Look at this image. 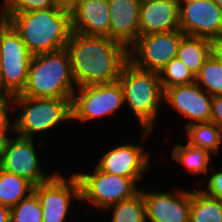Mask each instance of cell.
Instances as JSON below:
<instances>
[{
    "instance_id": "cell-32",
    "label": "cell",
    "mask_w": 222,
    "mask_h": 222,
    "mask_svg": "<svg viewBox=\"0 0 222 222\" xmlns=\"http://www.w3.org/2000/svg\"><path fill=\"white\" fill-rule=\"evenodd\" d=\"M12 99V95L3 87L0 81V113L2 115H7L9 111V104L12 103L10 101Z\"/></svg>"
},
{
    "instance_id": "cell-34",
    "label": "cell",
    "mask_w": 222,
    "mask_h": 222,
    "mask_svg": "<svg viewBox=\"0 0 222 222\" xmlns=\"http://www.w3.org/2000/svg\"><path fill=\"white\" fill-rule=\"evenodd\" d=\"M212 54L222 63V37L212 41Z\"/></svg>"
},
{
    "instance_id": "cell-4",
    "label": "cell",
    "mask_w": 222,
    "mask_h": 222,
    "mask_svg": "<svg viewBox=\"0 0 222 222\" xmlns=\"http://www.w3.org/2000/svg\"><path fill=\"white\" fill-rule=\"evenodd\" d=\"M119 82L124 91V103L134 112L143 128L142 139L152 132L164 96L159 72L145 71L128 62Z\"/></svg>"
},
{
    "instance_id": "cell-38",
    "label": "cell",
    "mask_w": 222,
    "mask_h": 222,
    "mask_svg": "<svg viewBox=\"0 0 222 222\" xmlns=\"http://www.w3.org/2000/svg\"><path fill=\"white\" fill-rule=\"evenodd\" d=\"M184 1H186V0H178L179 3L184 2Z\"/></svg>"
},
{
    "instance_id": "cell-3",
    "label": "cell",
    "mask_w": 222,
    "mask_h": 222,
    "mask_svg": "<svg viewBox=\"0 0 222 222\" xmlns=\"http://www.w3.org/2000/svg\"><path fill=\"white\" fill-rule=\"evenodd\" d=\"M75 80L66 48L33 55L29 64L24 96L37 98H73Z\"/></svg>"
},
{
    "instance_id": "cell-37",
    "label": "cell",
    "mask_w": 222,
    "mask_h": 222,
    "mask_svg": "<svg viewBox=\"0 0 222 222\" xmlns=\"http://www.w3.org/2000/svg\"><path fill=\"white\" fill-rule=\"evenodd\" d=\"M1 68H2V57L0 55V75H1Z\"/></svg>"
},
{
    "instance_id": "cell-27",
    "label": "cell",
    "mask_w": 222,
    "mask_h": 222,
    "mask_svg": "<svg viewBox=\"0 0 222 222\" xmlns=\"http://www.w3.org/2000/svg\"><path fill=\"white\" fill-rule=\"evenodd\" d=\"M10 222H43L42 206L34 192L10 209Z\"/></svg>"
},
{
    "instance_id": "cell-17",
    "label": "cell",
    "mask_w": 222,
    "mask_h": 222,
    "mask_svg": "<svg viewBox=\"0 0 222 222\" xmlns=\"http://www.w3.org/2000/svg\"><path fill=\"white\" fill-rule=\"evenodd\" d=\"M180 29L178 0H141L140 35Z\"/></svg>"
},
{
    "instance_id": "cell-12",
    "label": "cell",
    "mask_w": 222,
    "mask_h": 222,
    "mask_svg": "<svg viewBox=\"0 0 222 222\" xmlns=\"http://www.w3.org/2000/svg\"><path fill=\"white\" fill-rule=\"evenodd\" d=\"M16 137L10 138L0 160V168L27 179L34 186L48 181L53 175H46L40 170L33 138Z\"/></svg>"
},
{
    "instance_id": "cell-15",
    "label": "cell",
    "mask_w": 222,
    "mask_h": 222,
    "mask_svg": "<svg viewBox=\"0 0 222 222\" xmlns=\"http://www.w3.org/2000/svg\"><path fill=\"white\" fill-rule=\"evenodd\" d=\"M147 153L139 145L124 144L111 148L97 164V168L109 174L131 178L137 183L142 178V174L151 164H149Z\"/></svg>"
},
{
    "instance_id": "cell-23",
    "label": "cell",
    "mask_w": 222,
    "mask_h": 222,
    "mask_svg": "<svg viewBox=\"0 0 222 222\" xmlns=\"http://www.w3.org/2000/svg\"><path fill=\"white\" fill-rule=\"evenodd\" d=\"M188 144L216 154L222 142L220 129L213 122L196 123L185 128Z\"/></svg>"
},
{
    "instance_id": "cell-1",
    "label": "cell",
    "mask_w": 222,
    "mask_h": 222,
    "mask_svg": "<svg viewBox=\"0 0 222 222\" xmlns=\"http://www.w3.org/2000/svg\"><path fill=\"white\" fill-rule=\"evenodd\" d=\"M66 49L76 88L116 82L129 62V49L107 37L72 32Z\"/></svg>"
},
{
    "instance_id": "cell-2",
    "label": "cell",
    "mask_w": 222,
    "mask_h": 222,
    "mask_svg": "<svg viewBox=\"0 0 222 222\" xmlns=\"http://www.w3.org/2000/svg\"><path fill=\"white\" fill-rule=\"evenodd\" d=\"M20 35L32 55L66 48L71 34V13L58 7L0 14Z\"/></svg>"
},
{
    "instance_id": "cell-26",
    "label": "cell",
    "mask_w": 222,
    "mask_h": 222,
    "mask_svg": "<svg viewBox=\"0 0 222 222\" xmlns=\"http://www.w3.org/2000/svg\"><path fill=\"white\" fill-rule=\"evenodd\" d=\"M159 76L163 92L172 86L195 82L193 73L177 57L159 71Z\"/></svg>"
},
{
    "instance_id": "cell-5",
    "label": "cell",
    "mask_w": 222,
    "mask_h": 222,
    "mask_svg": "<svg viewBox=\"0 0 222 222\" xmlns=\"http://www.w3.org/2000/svg\"><path fill=\"white\" fill-rule=\"evenodd\" d=\"M72 98H37L21 94L12 96L13 104L23 107L21 115L14 120V133L33 138L54 128L60 122L72 121Z\"/></svg>"
},
{
    "instance_id": "cell-13",
    "label": "cell",
    "mask_w": 222,
    "mask_h": 222,
    "mask_svg": "<svg viewBox=\"0 0 222 222\" xmlns=\"http://www.w3.org/2000/svg\"><path fill=\"white\" fill-rule=\"evenodd\" d=\"M163 98L180 114L193 120L188 121L185 128L211 120L212 96L196 82L167 88Z\"/></svg>"
},
{
    "instance_id": "cell-22",
    "label": "cell",
    "mask_w": 222,
    "mask_h": 222,
    "mask_svg": "<svg viewBox=\"0 0 222 222\" xmlns=\"http://www.w3.org/2000/svg\"><path fill=\"white\" fill-rule=\"evenodd\" d=\"M212 154L205 149L191 146L190 144H178L173 148L172 157L176 162L186 166L188 172L197 175L204 174L209 170H213L209 166Z\"/></svg>"
},
{
    "instance_id": "cell-8",
    "label": "cell",
    "mask_w": 222,
    "mask_h": 222,
    "mask_svg": "<svg viewBox=\"0 0 222 222\" xmlns=\"http://www.w3.org/2000/svg\"><path fill=\"white\" fill-rule=\"evenodd\" d=\"M71 101L72 120L87 122L113 114L124 104V91L118 81L76 88Z\"/></svg>"
},
{
    "instance_id": "cell-19",
    "label": "cell",
    "mask_w": 222,
    "mask_h": 222,
    "mask_svg": "<svg viewBox=\"0 0 222 222\" xmlns=\"http://www.w3.org/2000/svg\"><path fill=\"white\" fill-rule=\"evenodd\" d=\"M211 54L212 41L185 35L179 43L177 58L196 76Z\"/></svg>"
},
{
    "instance_id": "cell-6",
    "label": "cell",
    "mask_w": 222,
    "mask_h": 222,
    "mask_svg": "<svg viewBox=\"0 0 222 222\" xmlns=\"http://www.w3.org/2000/svg\"><path fill=\"white\" fill-rule=\"evenodd\" d=\"M0 55L2 57L0 81L3 87L12 96L20 94L26 86L33 55L14 28L1 18Z\"/></svg>"
},
{
    "instance_id": "cell-20",
    "label": "cell",
    "mask_w": 222,
    "mask_h": 222,
    "mask_svg": "<svg viewBox=\"0 0 222 222\" xmlns=\"http://www.w3.org/2000/svg\"><path fill=\"white\" fill-rule=\"evenodd\" d=\"M34 190L27 179L0 168V203L8 208L17 205ZM28 193V194H27ZM27 194V195H26Z\"/></svg>"
},
{
    "instance_id": "cell-31",
    "label": "cell",
    "mask_w": 222,
    "mask_h": 222,
    "mask_svg": "<svg viewBox=\"0 0 222 222\" xmlns=\"http://www.w3.org/2000/svg\"><path fill=\"white\" fill-rule=\"evenodd\" d=\"M210 122H213L220 129L222 136V95L212 96Z\"/></svg>"
},
{
    "instance_id": "cell-33",
    "label": "cell",
    "mask_w": 222,
    "mask_h": 222,
    "mask_svg": "<svg viewBox=\"0 0 222 222\" xmlns=\"http://www.w3.org/2000/svg\"><path fill=\"white\" fill-rule=\"evenodd\" d=\"M81 1L82 0H54L56 7H58L60 10H65L70 13Z\"/></svg>"
},
{
    "instance_id": "cell-7",
    "label": "cell",
    "mask_w": 222,
    "mask_h": 222,
    "mask_svg": "<svg viewBox=\"0 0 222 222\" xmlns=\"http://www.w3.org/2000/svg\"><path fill=\"white\" fill-rule=\"evenodd\" d=\"M80 200L93 202L98 209L108 210L111 205L132 198L140 190L131 178L109 174L95 167L94 173H79Z\"/></svg>"
},
{
    "instance_id": "cell-18",
    "label": "cell",
    "mask_w": 222,
    "mask_h": 222,
    "mask_svg": "<svg viewBox=\"0 0 222 222\" xmlns=\"http://www.w3.org/2000/svg\"><path fill=\"white\" fill-rule=\"evenodd\" d=\"M71 22L75 33L109 38L108 0H82L71 12Z\"/></svg>"
},
{
    "instance_id": "cell-35",
    "label": "cell",
    "mask_w": 222,
    "mask_h": 222,
    "mask_svg": "<svg viewBox=\"0 0 222 222\" xmlns=\"http://www.w3.org/2000/svg\"><path fill=\"white\" fill-rule=\"evenodd\" d=\"M0 222H10V208L0 203Z\"/></svg>"
},
{
    "instance_id": "cell-29",
    "label": "cell",
    "mask_w": 222,
    "mask_h": 222,
    "mask_svg": "<svg viewBox=\"0 0 222 222\" xmlns=\"http://www.w3.org/2000/svg\"><path fill=\"white\" fill-rule=\"evenodd\" d=\"M9 120L8 115H2L0 117V160L11 138L8 133H11L10 131L14 132V124L13 122H11V124Z\"/></svg>"
},
{
    "instance_id": "cell-28",
    "label": "cell",
    "mask_w": 222,
    "mask_h": 222,
    "mask_svg": "<svg viewBox=\"0 0 222 222\" xmlns=\"http://www.w3.org/2000/svg\"><path fill=\"white\" fill-rule=\"evenodd\" d=\"M2 13L15 14L56 7L54 0H4Z\"/></svg>"
},
{
    "instance_id": "cell-14",
    "label": "cell",
    "mask_w": 222,
    "mask_h": 222,
    "mask_svg": "<svg viewBox=\"0 0 222 222\" xmlns=\"http://www.w3.org/2000/svg\"><path fill=\"white\" fill-rule=\"evenodd\" d=\"M147 222H190L191 191L144 192Z\"/></svg>"
},
{
    "instance_id": "cell-9",
    "label": "cell",
    "mask_w": 222,
    "mask_h": 222,
    "mask_svg": "<svg viewBox=\"0 0 222 222\" xmlns=\"http://www.w3.org/2000/svg\"><path fill=\"white\" fill-rule=\"evenodd\" d=\"M184 36L180 29L139 35L132 45L134 47L129 49V62L138 69L159 72L177 57L178 46Z\"/></svg>"
},
{
    "instance_id": "cell-10",
    "label": "cell",
    "mask_w": 222,
    "mask_h": 222,
    "mask_svg": "<svg viewBox=\"0 0 222 222\" xmlns=\"http://www.w3.org/2000/svg\"><path fill=\"white\" fill-rule=\"evenodd\" d=\"M180 30L186 36L214 41L222 37V9L214 0L179 3Z\"/></svg>"
},
{
    "instance_id": "cell-21",
    "label": "cell",
    "mask_w": 222,
    "mask_h": 222,
    "mask_svg": "<svg viewBox=\"0 0 222 222\" xmlns=\"http://www.w3.org/2000/svg\"><path fill=\"white\" fill-rule=\"evenodd\" d=\"M190 222H222V201L200 191H191Z\"/></svg>"
},
{
    "instance_id": "cell-30",
    "label": "cell",
    "mask_w": 222,
    "mask_h": 222,
    "mask_svg": "<svg viewBox=\"0 0 222 222\" xmlns=\"http://www.w3.org/2000/svg\"><path fill=\"white\" fill-rule=\"evenodd\" d=\"M212 198L222 201V171L215 172L210 176L207 184V190H202Z\"/></svg>"
},
{
    "instance_id": "cell-36",
    "label": "cell",
    "mask_w": 222,
    "mask_h": 222,
    "mask_svg": "<svg viewBox=\"0 0 222 222\" xmlns=\"http://www.w3.org/2000/svg\"><path fill=\"white\" fill-rule=\"evenodd\" d=\"M218 5L219 7L222 9V0H214Z\"/></svg>"
},
{
    "instance_id": "cell-11",
    "label": "cell",
    "mask_w": 222,
    "mask_h": 222,
    "mask_svg": "<svg viewBox=\"0 0 222 222\" xmlns=\"http://www.w3.org/2000/svg\"><path fill=\"white\" fill-rule=\"evenodd\" d=\"M33 192L38 196L42 206L43 222H64L70 210L72 198L80 201V183L75 173L68 181L54 174L48 181L34 186Z\"/></svg>"
},
{
    "instance_id": "cell-16",
    "label": "cell",
    "mask_w": 222,
    "mask_h": 222,
    "mask_svg": "<svg viewBox=\"0 0 222 222\" xmlns=\"http://www.w3.org/2000/svg\"><path fill=\"white\" fill-rule=\"evenodd\" d=\"M110 12L109 38L130 49L140 35L141 0H108Z\"/></svg>"
},
{
    "instance_id": "cell-24",
    "label": "cell",
    "mask_w": 222,
    "mask_h": 222,
    "mask_svg": "<svg viewBox=\"0 0 222 222\" xmlns=\"http://www.w3.org/2000/svg\"><path fill=\"white\" fill-rule=\"evenodd\" d=\"M111 206H113L112 222H147L146 204L141 191L132 198Z\"/></svg>"
},
{
    "instance_id": "cell-25",
    "label": "cell",
    "mask_w": 222,
    "mask_h": 222,
    "mask_svg": "<svg viewBox=\"0 0 222 222\" xmlns=\"http://www.w3.org/2000/svg\"><path fill=\"white\" fill-rule=\"evenodd\" d=\"M195 82L200 86L202 84L201 88L211 96L222 95V63L213 54L209 56L195 76Z\"/></svg>"
}]
</instances>
